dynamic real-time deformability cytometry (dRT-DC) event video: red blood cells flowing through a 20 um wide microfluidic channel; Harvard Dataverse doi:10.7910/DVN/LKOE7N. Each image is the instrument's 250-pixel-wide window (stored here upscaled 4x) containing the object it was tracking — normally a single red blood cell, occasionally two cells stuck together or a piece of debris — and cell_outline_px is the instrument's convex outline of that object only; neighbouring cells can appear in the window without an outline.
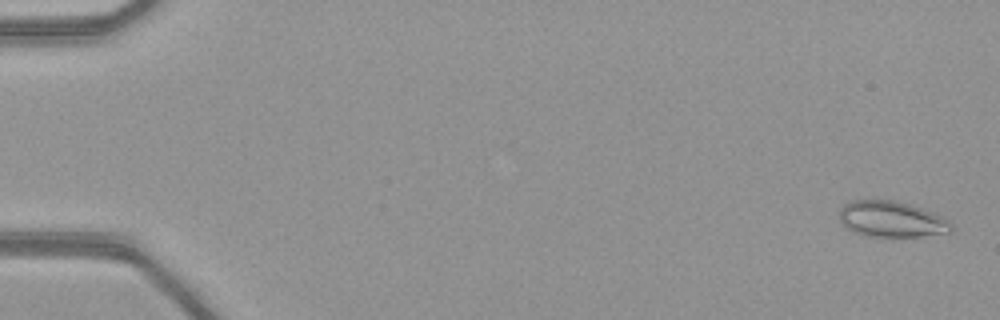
{"species": "common noctule bat (a hibernating species)", "species_latin": "Nyctalus noctula", "temperature_condition": "warm", "stored_images_in_passage": 51, "camera_frame_rate_fps": 3000, "um_per_image_px": 0.085, "animal": {"sex": "female", "body_mass_g": 21.9}, "frame": {"image": 1, "passage_image": 2, "time_ms": 0.333, "image_size_px": [1000, 320], "cell_outline_px": [[952, 232], [920, 236], [864, 236], [848, 228], [840, 220], [840, 208], [844, 204], [852, 200], [896, 200], [944, 216], [952, 224]], "centroid_in_image_um": [75.8, 18.62], "position_along_channel_um": 9.2, "area_um2": 23.29}}
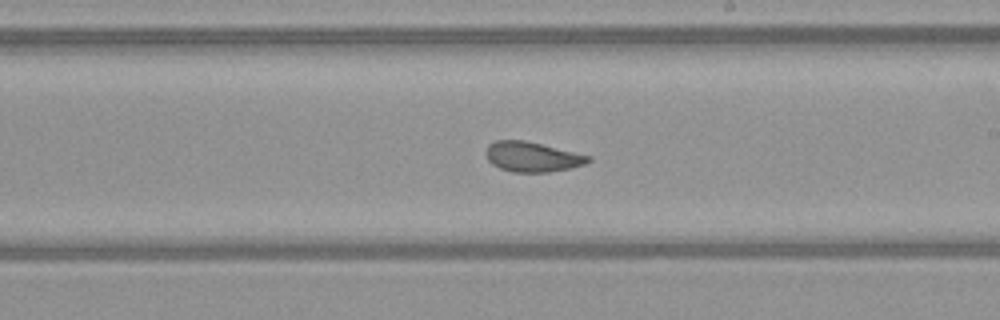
{"frame": {"image": 2, "passage_image": 31, "time_ms": 10.0, "image_size_px": [1000, 320], "cell_outline_px": [[592, 160], [584, 164], [572, 168], [548, 172], [512, 172], [500, 168], [492, 164], [488, 160], [484, 152], [488, 144], [496, 140], [524, 140], [592, 156]], "centroid_in_image_um": [45.23, 13.33], "position_along_channel_um": 243.8, "area_um2": 17.98}}
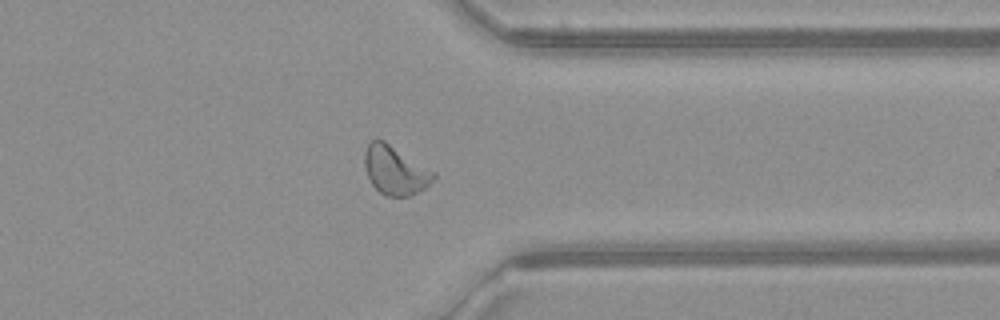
{"frame": {"image": 3, "passage_image": 41, "time_ms": 13.333, "image_size_px": [1000, 320], "cell_outline_px": [[436, 176], [424, 188], [412, 196], [384, 196], [372, 184], [368, 176], [364, 164], [364, 152], [368, 144], [376, 136], [384, 140], [436, 172]], "centroid_in_image_um": [33.57, 14.45], "position_along_channel_um": 377.8, "area_um2": 19.71}, "authors_computed_cell_mechanics": {"area_um2": 19.9988, "velocity_mm_per_s": 4.1179, "shape_relaxation_time_tau1_ms": null, "shape_relaxation_time_tau2_ms": 1.402, "deformation_change_tau1": null, "deformation_change_tau2": 0.0812}}